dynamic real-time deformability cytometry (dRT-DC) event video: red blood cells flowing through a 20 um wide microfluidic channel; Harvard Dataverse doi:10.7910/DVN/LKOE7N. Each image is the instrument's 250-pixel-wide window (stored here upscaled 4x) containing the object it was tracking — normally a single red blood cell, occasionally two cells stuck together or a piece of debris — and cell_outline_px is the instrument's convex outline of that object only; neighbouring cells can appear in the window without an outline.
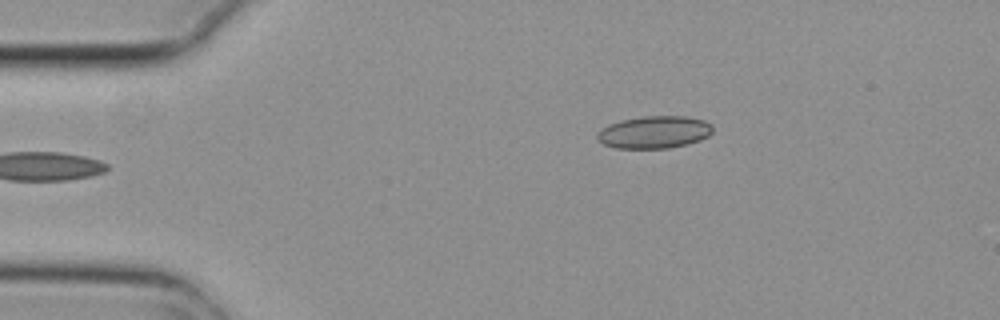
{"species": "common noctule bat (a hibernating species)", "species_latin": "Nyctalus noctula", "temperature_condition": "cold", "stored_images_in_passage": 6, "camera_frame_rate_fps": 3000, "um_per_image_px": 0.085, "animal": {"sex": "female", "body_mass_g": 29.2, "forearm_length_mm": 56.3}, "frame": {"image": 1, "passage_image": 1, "time_ms": 0.0, "image_size_px": [1000, 320], "cell_outline_px": [[712, 132], [708, 136], [700, 140], [688, 144], [668, 148], [616, 148], [604, 144], [596, 140], [596, 132], [608, 124], [620, 120], [644, 116], [684, 116], [704, 120], [712, 124]], "centroid_in_image_um": [55.59, 11.23], "position_along_channel_um": 29.4, "area_um2": 21.96}}
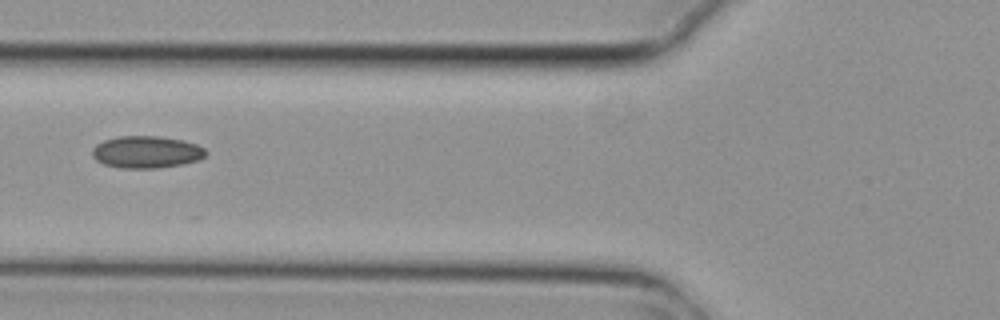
{"frame": {"image": 2, "passage_image": 4, "time_ms": 1.0, "image_size_px": [1000, 320], "cell_outline_px": [[208, 152], [200, 160], [180, 164], [156, 168], [120, 168], [104, 164], [96, 160], [92, 156], [92, 148], [96, 144], [104, 140], [116, 136], [160, 136], [184, 140], [196, 144], [204, 148]], "centroid_in_image_um": [12.44, 12.91], "position_along_channel_um": 113.4, "area_um2": 21.39}}
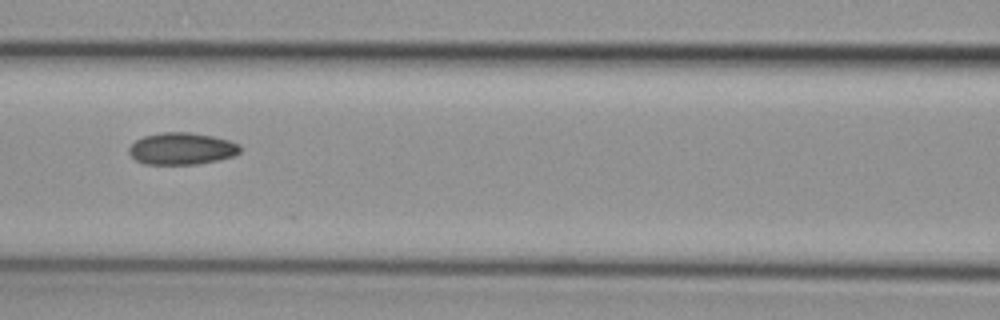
{"frame": {"image": 3, "passage_image": 5, "time_ms": 1.333, "image_size_px": [1000, 320], "cell_outline_px": [[240, 152], [232, 156], [216, 160], [196, 164], [144, 164], [136, 160], [128, 152], [128, 148], [136, 140], [144, 136], [160, 132], [188, 132], [212, 136], [228, 140], [240, 144]], "centroid_in_image_um": [15.42, 12.63], "position_along_channel_um": 151.2, "area_um2": 20.58}}